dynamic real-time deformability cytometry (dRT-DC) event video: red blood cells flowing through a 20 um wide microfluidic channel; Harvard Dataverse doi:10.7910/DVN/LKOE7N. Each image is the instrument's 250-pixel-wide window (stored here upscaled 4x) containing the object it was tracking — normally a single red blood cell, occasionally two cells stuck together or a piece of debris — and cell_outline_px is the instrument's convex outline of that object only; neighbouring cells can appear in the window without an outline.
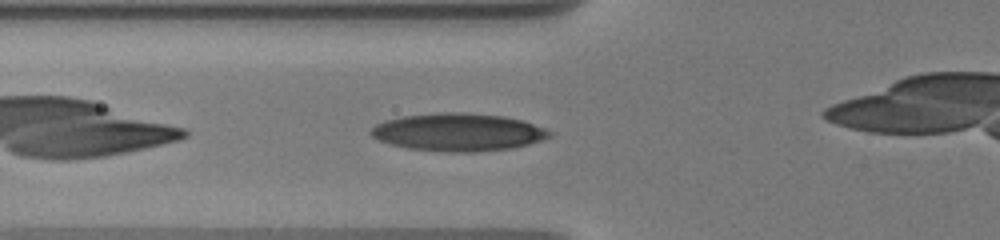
{"species": "human", "species_latin": "Homo sapiens", "temperature_condition": "warm", "stored_images_in_passage": 26, "camera_frame_rate_fps": 3000, "um_per_image_px": 0.085, "donor": {"sex": "male"}, "frame": {"image": 1, "passage_image": 2, "time_ms": 0.667, "image_size_px": [1000, 240], "cell_outline_px": [[552, 136], [528, 144], [512, 148], [476, 152], [452, 152], [408, 148], [392, 144], [380, 140], [372, 136], [372, 128], [376, 124], [384, 120], [404, 116], [440, 112], [464, 112], [504, 116], [520, 120], [544, 128], [552, 132]], "centroid_in_image_um": [38.96, 11.23], "position_along_channel_um": 86.8, "area_um2": 38.96}}
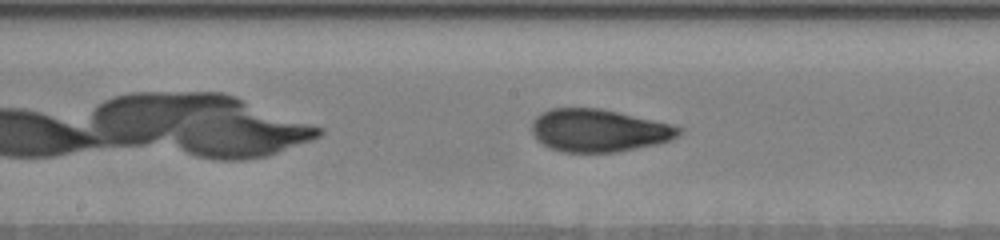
{"frame": {"image": 2, "passage_image": 14, "time_ms": 3.667, "image_size_px": [1000, 240], "cell_outline_px": [[684, 128], [676, 136], [668, 140], [656, 144], [616, 152], [564, 152], [548, 148], [536, 140], [532, 132], [532, 120], [536, 116], [552, 108], [600, 108], [672, 124]], "centroid_in_image_um": [50.86, 11.09], "position_along_channel_um": 197.3, "area_um2": 36.47}}
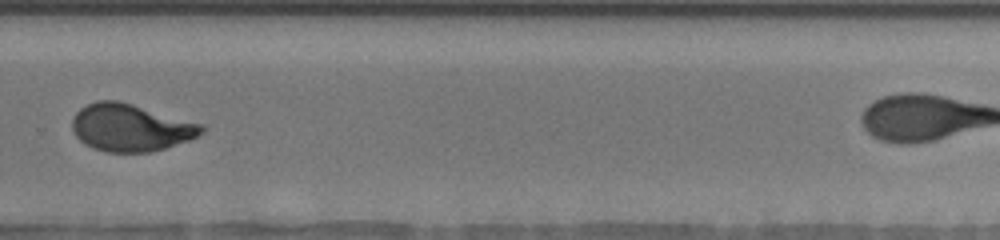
{"frame": {"image": 3, "passage_image": 20, "time_ms": 7.0, "image_size_px": [1000, 240], "cell_outline_px": [[204, 132], [188, 140], [164, 148], [148, 152], [104, 152], [92, 148], [80, 140], [76, 136], [72, 128], [72, 116], [80, 108], [96, 100], [116, 100], [132, 104], [204, 124]], "centroid_in_image_um": [11.08, 10.84], "position_along_channel_um": 318.7, "area_um2": 35.6}}